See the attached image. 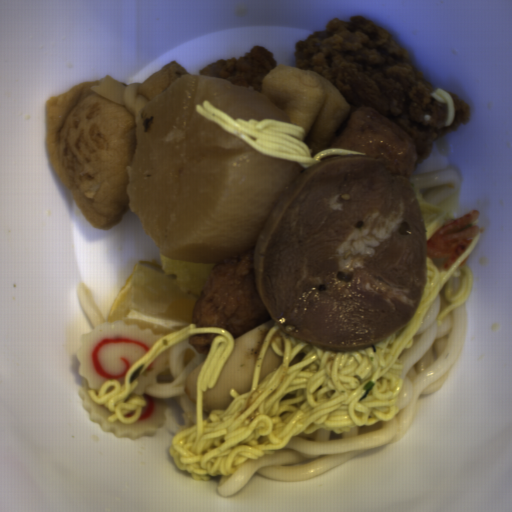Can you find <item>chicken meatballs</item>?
I'll return each instance as SVG.
<instances>
[{
    "label": "chicken meatballs",
    "mask_w": 512,
    "mask_h": 512,
    "mask_svg": "<svg viewBox=\"0 0 512 512\" xmlns=\"http://www.w3.org/2000/svg\"><path fill=\"white\" fill-rule=\"evenodd\" d=\"M221 334L214 333H199L190 337H187L190 345L198 351L200 354L207 349H210L212 340Z\"/></svg>",
    "instance_id": "chicken-meatballs-3"
},
{
    "label": "chicken meatballs",
    "mask_w": 512,
    "mask_h": 512,
    "mask_svg": "<svg viewBox=\"0 0 512 512\" xmlns=\"http://www.w3.org/2000/svg\"><path fill=\"white\" fill-rule=\"evenodd\" d=\"M257 247L227 255L211 268L195 297L189 325L226 328L235 340L272 318L259 292Z\"/></svg>",
    "instance_id": "chicken-meatballs-1"
},
{
    "label": "chicken meatballs",
    "mask_w": 512,
    "mask_h": 512,
    "mask_svg": "<svg viewBox=\"0 0 512 512\" xmlns=\"http://www.w3.org/2000/svg\"><path fill=\"white\" fill-rule=\"evenodd\" d=\"M333 148L357 151L373 157L411 186L417 174V149L408 133L370 107H354L334 136Z\"/></svg>",
    "instance_id": "chicken-meatballs-2"
}]
</instances>
